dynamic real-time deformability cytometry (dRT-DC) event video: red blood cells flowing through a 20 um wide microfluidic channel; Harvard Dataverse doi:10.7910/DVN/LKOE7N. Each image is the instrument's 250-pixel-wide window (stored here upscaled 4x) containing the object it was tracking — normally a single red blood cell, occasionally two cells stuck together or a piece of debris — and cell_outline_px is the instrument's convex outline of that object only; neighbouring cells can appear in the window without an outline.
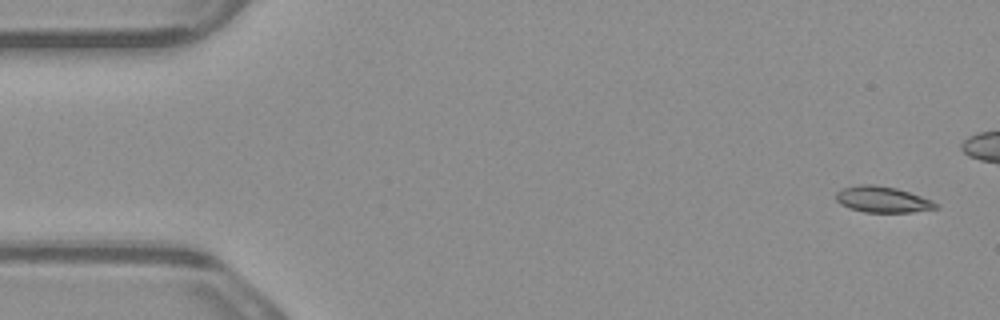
{"species": "common noctule bat (a hibernating species)", "species_latin": "Nyctalus noctula", "temperature_condition": "warm", "stored_images_in_passage": 5, "camera_frame_rate_fps": 3000, "um_per_image_px": 0.085, "animal": {"sex": "male", "body_mass_g": 23.1, "forearm_length_mm": 52.7}, "frame": {"image": 1, "passage_image": 1, "time_ms": 0.0, "image_size_px": [1000, 320], "cell_outline_px": [[940, 208], [912, 212], [864, 212], [848, 208], [840, 204], [836, 200], [836, 192], [844, 188], [860, 184], [872, 184], [896, 188], [932, 200], [940, 204]], "centroid_in_image_um": [75.03, 16.96], "position_along_channel_um": 10.0, "area_um2": 15.2}}